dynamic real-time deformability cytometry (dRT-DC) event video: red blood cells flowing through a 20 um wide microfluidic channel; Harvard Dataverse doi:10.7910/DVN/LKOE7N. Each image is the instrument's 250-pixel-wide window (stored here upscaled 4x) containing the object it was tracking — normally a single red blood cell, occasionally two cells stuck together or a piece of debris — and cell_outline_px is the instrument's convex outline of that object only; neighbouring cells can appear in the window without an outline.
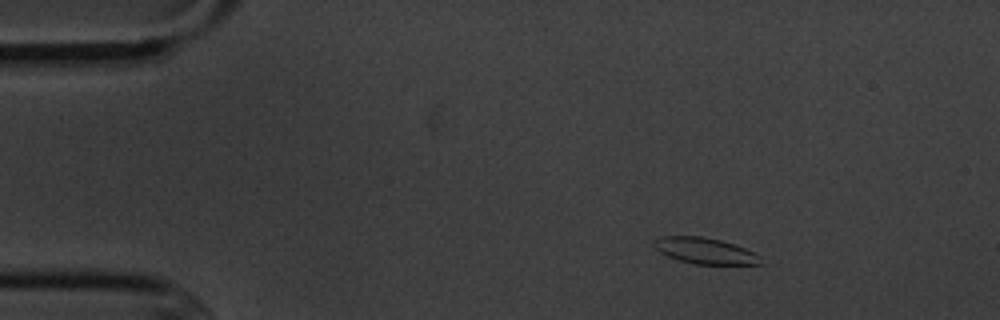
{"species": "common noctule bat (a hibernating species)", "species_latin": "Nyctalus noctula", "temperature_condition": "cold", "stored_images_in_passage": 5, "camera_frame_rate_fps": 3000, "um_per_image_px": 0.085, "animal": {"sex": "male", "body_mass_g": 20.1, "forearm_length_mm": 53.5}, "frame": {"image": 1, "passage_image": 2, "time_ms": 1.333, "image_size_px": [1000, 320], "cell_outline_px": [[764, 264], [696, 264], [680, 260], [668, 256], [660, 252], [652, 244], [660, 236], [704, 236], [720, 240], [744, 248], [760, 256]], "centroid_in_image_um": [59.92, 21.31], "position_along_channel_um": 25.1, "area_um2": 16.01}}